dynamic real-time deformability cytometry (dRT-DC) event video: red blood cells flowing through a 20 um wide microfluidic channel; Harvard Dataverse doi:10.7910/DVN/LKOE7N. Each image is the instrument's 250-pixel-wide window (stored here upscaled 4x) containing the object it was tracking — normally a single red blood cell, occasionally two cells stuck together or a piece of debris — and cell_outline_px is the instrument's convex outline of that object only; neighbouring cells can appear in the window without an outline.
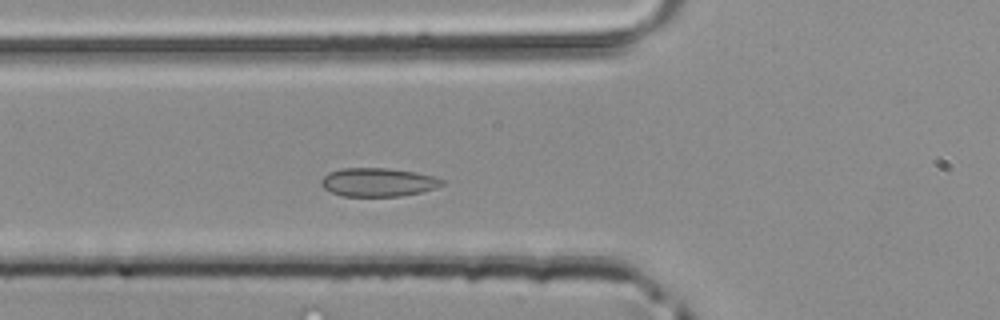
{"species": "common noctule bat (a hibernating species)", "species_latin": "Nyctalus noctula", "temperature_condition": "room temperature", "stored_images_in_passage": 40, "camera_frame_rate_fps": 3000, "um_per_image_px": 0.085, "animal": {"sex": "male", "body_mass_g": 20.4}, "frame": {"image": 1, "passage_image": 10, "time_ms": 3.0, "image_size_px": [1000, 320], "cell_outline_px": [[448, 184], [436, 188], [420, 192], [400, 196], [344, 196], [332, 192], [324, 188], [320, 184], [320, 180], [328, 172], [340, 168], [388, 168], [416, 172], [432, 176], [444, 180]], "centroid_in_image_um": [32.15, 15.48], "position_along_channel_um": 93.7, "area_um2": 20.23}}
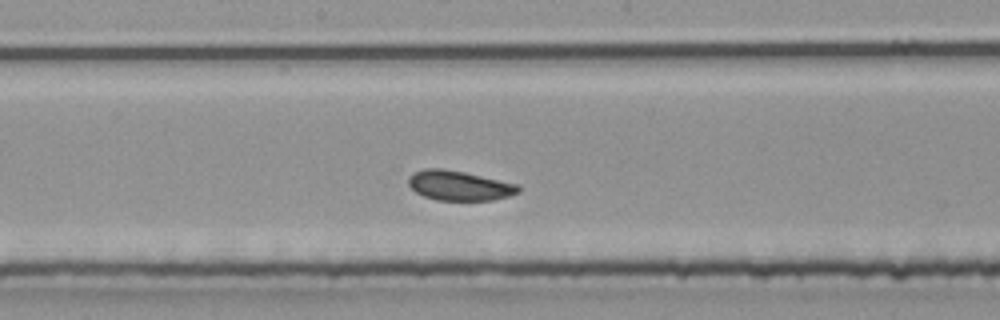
{"frame": {"image": 2, "passage_image": 18, "time_ms": 5.667, "image_size_px": [1000, 320], "cell_outline_px": [[520, 192], [508, 196], [492, 200], [436, 200], [424, 196], [416, 192], [408, 184], [408, 176], [412, 172], [424, 168], [440, 168], [464, 172], [520, 184]], "centroid_in_image_um": [39.03, 15.76], "position_along_channel_um": 209.2, "area_um2": 19.19}}
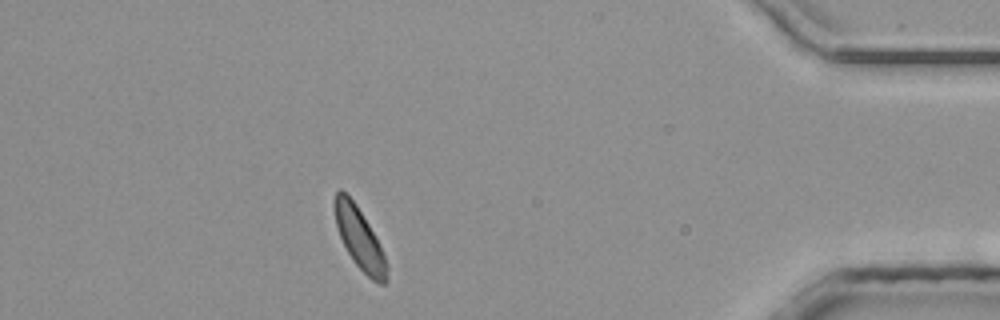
{"frame": {"image": 3, "passage_image": 35, "time_ms": 11.333, "image_size_px": [1000, 320], "cell_outline_px": [[388, 280], [384, 284], [380, 284], [372, 280], [352, 260], [340, 236], [336, 224], [336, 192], [340, 188], [356, 204], [380, 244], [388, 264]], "centroid_in_image_um": [30.62, 20.35], "position_along_channel_um": 404.6, "area_um2": 18.15}}